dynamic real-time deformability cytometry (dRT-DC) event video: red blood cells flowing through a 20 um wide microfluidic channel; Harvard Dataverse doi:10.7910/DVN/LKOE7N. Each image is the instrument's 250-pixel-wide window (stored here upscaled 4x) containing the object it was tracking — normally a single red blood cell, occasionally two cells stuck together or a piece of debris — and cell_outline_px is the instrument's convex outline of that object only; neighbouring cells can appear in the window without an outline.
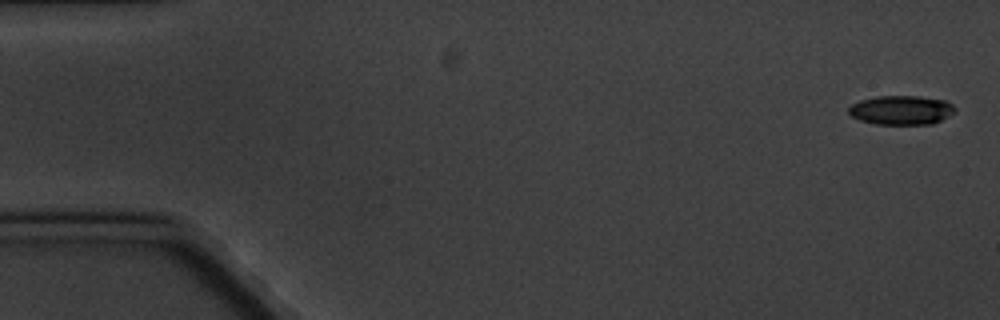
{"species": "common noctule bat (a hibernating species)", "species_latin": "Nyctalus noctula", "temperature_condition": "cold", "stored_images_in_passage": 5, "camera_frame_rate_fps": 3000, "um_per_image_px": 0.085, "animal": {"sex": "male", "body_mass_g": 20.1, "forearm_length_mm": 53.5}, "frame": {"image": 1, "passage_image": 1, "time_ms": 0.0, "image_size_px": [1000, 320], "cell_outline_px": [[956, 112], [932, 124], [876, 124], [860, 120], [852, 116], [848, 112], [848, 108], [852, 104], [860, 100], [876, 96], [920, 96], [944, 100], [952, 104], [956, 108]], "centroid_in_image_um": [76.62, 9.35], "position_along_channel_um": 8.4, "area_um2": 18.09}}
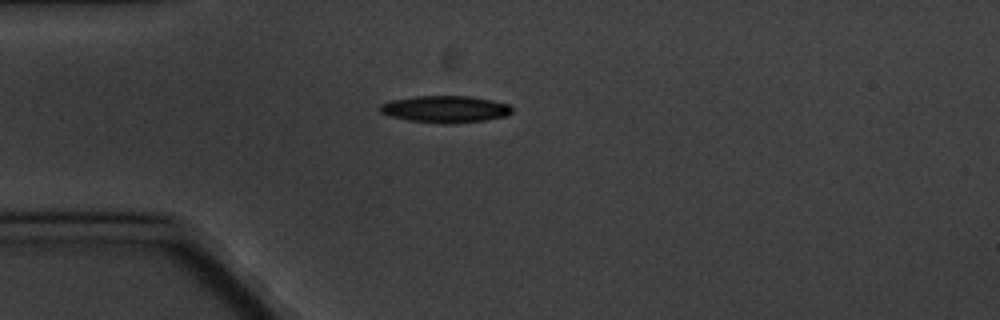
{"frame": {"image": 2, "passage_image": 5, "time_ms": 4.667, "image_size_px": [1000, 320], "cell_outline_px": [[512, 112], [504, 116], [484, 120], [452, 124], [440, 124], [408, 120], [388, 116], [380, 112], [376, 108], [380, 104], [392, 100], [416, 96], [468, 96], [492, 100], [512, 104]], "centroid_in_image_um": [37.82, 9.28], "position_along_channel_um": 47.2, "area_um2": 20.92}}